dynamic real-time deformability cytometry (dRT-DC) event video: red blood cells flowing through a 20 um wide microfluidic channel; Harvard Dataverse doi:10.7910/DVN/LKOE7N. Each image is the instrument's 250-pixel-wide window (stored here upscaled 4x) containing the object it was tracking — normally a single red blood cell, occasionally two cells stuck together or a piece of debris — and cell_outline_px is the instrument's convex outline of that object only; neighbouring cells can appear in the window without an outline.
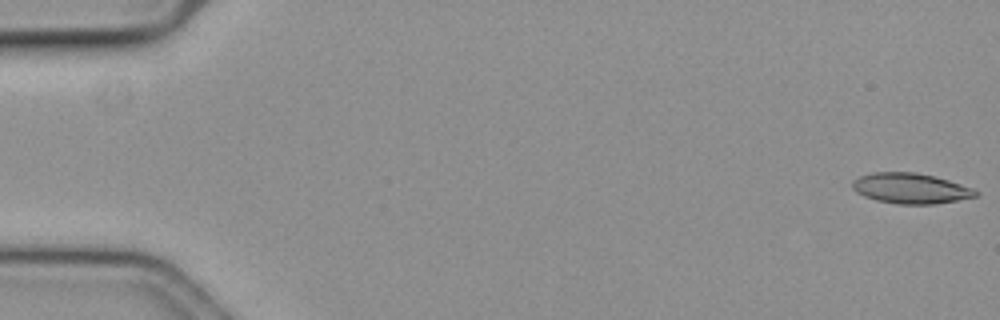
{"species": "common noctule bat (a hibernating species)", "species_latin": "Nyctalus noctula", "temperature_condition": "cold", "stored_images_in_passage": 46, "camera_frame_rate_fps": 3000, "um_per_image_px": 0.085, "animal": {"sex": "female", "body_mass_g": 19.3, "forearm_length_mm": 54.1}, "frame": {"image": 1, "passage_image": 1, "time_ms": 0.0, "image_size_px": [1000, 320], "cell_outline_px": [[976, 196], [956, 200], [932, 204], [896, 204], [876, 200], [864, 196], [856, 192], [852, 188], [852, 180], [860, 176], [872, 172], [916, 172], [948, 180], [972, 188], [976, 192]], "centroid_in_image_um": [77.33, 16.0], "position_along_channel_um": 7.7, "area_um2": 21.62}}
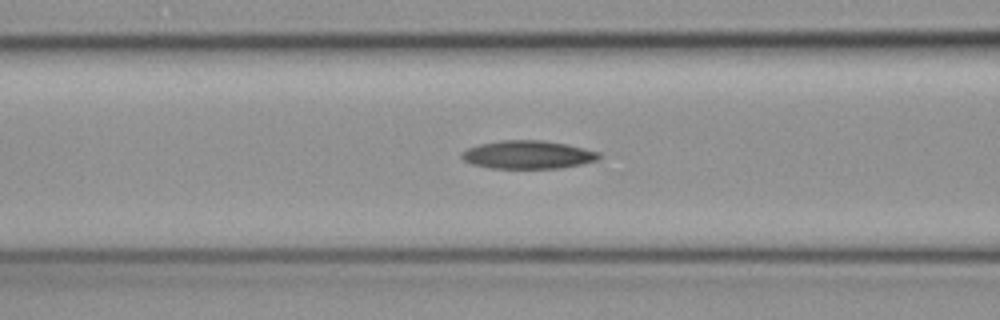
{"frame": {"image": 2, "passage_image": 24, "time_ms": 7.667, "image_size_px": [1000, 320], "cell_outline_px": [[600, 156], [596, 160], [584, 164], [560, 168], [488, 168], [472, 164], [464, 160], [460, 156], [460, 152], [468, 148], [480, 144], [500, 140], [540, 140], [568, 144], [600, 152]], "centroid_in_image_um": [44.86, 13.15], "position_along_channel_um": 121.7, "area_um2": 22.66}}
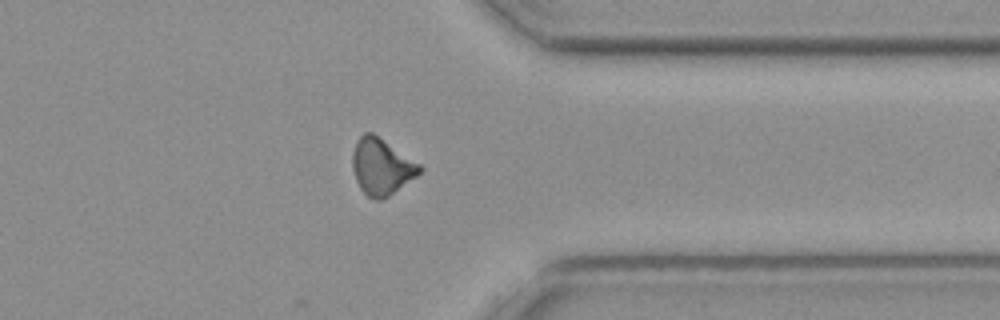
{"frame": {"image": 3, "passage_image": 46, "time_ms": 15.0, "image_size_px": [1000, 320], "cell_outline_px": [[424, 168], [416, 176], [388, 196], [380, 200], [376, 200], [368, 196], [360, 188], [356, 180], [352, 168], [352, 152], [356, 140], [364, 132], [372, 132], [420, 164]], "centroid_in_image_um": [32.4, 14.15], "position_along_channel_um": 379.0, "area_um2": 21.85}}